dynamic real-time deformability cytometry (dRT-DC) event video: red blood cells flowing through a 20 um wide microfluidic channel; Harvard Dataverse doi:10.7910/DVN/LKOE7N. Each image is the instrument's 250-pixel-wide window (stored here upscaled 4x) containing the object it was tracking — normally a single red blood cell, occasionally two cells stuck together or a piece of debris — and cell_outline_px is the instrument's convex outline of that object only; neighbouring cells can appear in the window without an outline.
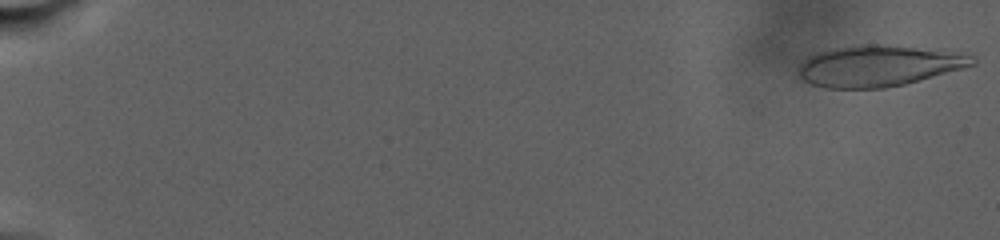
{"species": "human", "species_latin": "Homo sapiens", "temperature_condition": "warm", "stored_images_in_passage": 68, "camera_frame_rate_fps": 3000, "um_per_image_px": 0.085, "donor": {"sex": "male"}, "frame": {"image": 1, "passage_image": 1, "time_ms": 0.0, "image_size_px": [1000, 240], "cell_outline_px": [[976, 64], [964, 68], [904, 84], [884, 88], [824, 88], [812, 84], [804, 80], [800, 76], [800, 64], [808, 56], [816, 52], [828, 48], [852, 44], [876, 44], [916, 48], [972, 56], [976, 60]], "centroid_in_image_um": [74.59, 5.6], "position_along_channel_um": 10.4, "area_um2": 41.15}}
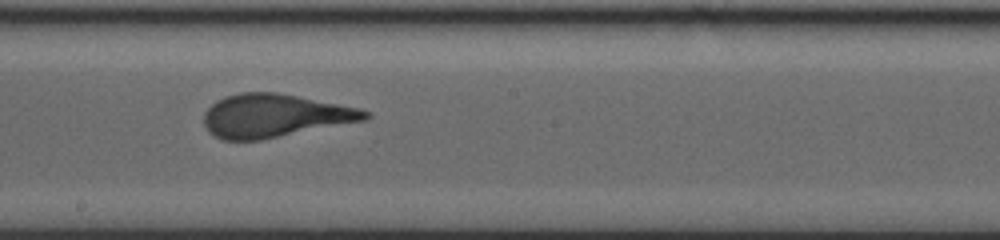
{"frame": {"image": 2, "passage_image": 35, "time_ms": 18.0, "image_size_px": [1000, 240], "cell_outline_px": [[372, 116], [368, 120], [260, 140], [220, 140], [212, 136], [208, 132], [204, 124], [204, 112], [216, 100], [224, 96], [240, 92], [276, 92], [360, 108], [368, 112]], "centroid_in_image_um": [23.32, 9.84], "position_along_channel_um": 224.9, "area_um2": 40.86}}
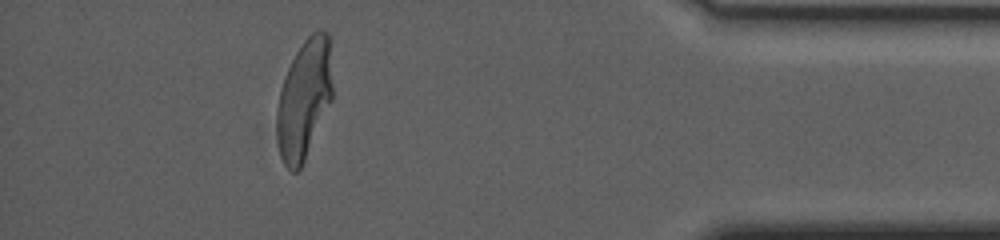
{"frame": {"image": 3, "passage_image": 61, "time_ms": 27.333, "image_size_px": [1000, 240], "cell_outline_px": [[332, 100], [304, 160], [300, 168], [296, 172], [292, 172], [284, 164], [280, 156], [276, 140], [276, 108], [280, 88], [284, 76], [296, 52], [304, 40], [312, 32], [320, 28], [328, 32], [332, 84]], "centroid_in_image_um": [25.82, 8.43], "position_along_channel_um": 409.4, "area_um2": 38.9}}